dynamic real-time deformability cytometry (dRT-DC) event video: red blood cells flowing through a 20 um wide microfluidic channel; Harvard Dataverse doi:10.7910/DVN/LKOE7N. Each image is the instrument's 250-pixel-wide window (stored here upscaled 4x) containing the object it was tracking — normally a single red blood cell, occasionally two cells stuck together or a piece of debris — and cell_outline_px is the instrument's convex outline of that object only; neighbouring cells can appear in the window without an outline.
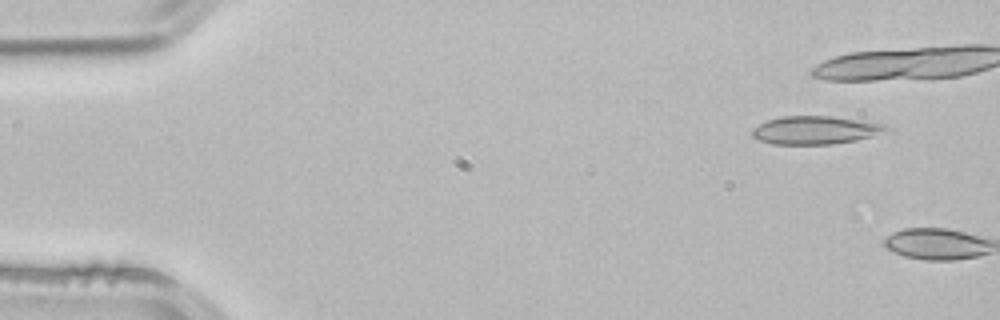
{"species": "common noctule bat (a hibernating species)", "species_latin": "Nyctalus noctula", "temperature_condition": "room temperature", "stored_images_in_passage": 5, "camera_frame_rate_fps": 3000, "um_per_image_px": 0.085, "animal": {"sex": "male", "body_mass_g": 21.5, "forearm_length_mm": 52.0}, "frame": {"image": 1, "passage_image": 4, "time_ms": 1.0, "image_size_px": [1000, 320], "cell_outline_px": [[892, 128], [872, 136], [856, 140], [832, 144], [772, 144], [760, 140], [752, 136], [752, 128], [768, 120], [784, 116], [832, 116], [884, 124]], "centroid_in_image_um": [69.3, 11.06], "position_along_channel_um": 15.7, "area_um2": 21.79}}